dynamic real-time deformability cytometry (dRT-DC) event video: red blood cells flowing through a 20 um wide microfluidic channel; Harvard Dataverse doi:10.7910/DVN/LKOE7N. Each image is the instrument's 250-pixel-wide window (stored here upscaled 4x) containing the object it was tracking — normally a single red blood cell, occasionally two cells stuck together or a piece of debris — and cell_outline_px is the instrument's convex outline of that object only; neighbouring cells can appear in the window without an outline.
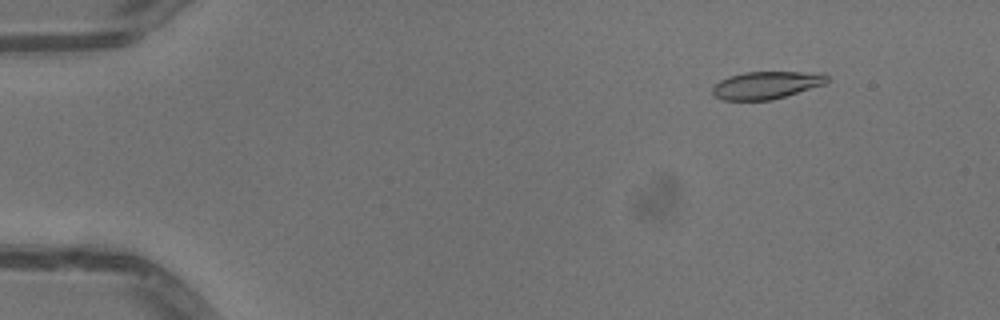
{"species": "common noctule bat (a hibernating species)", "species_latin": "Nyctalus noctula", "temperature_condition": "warm", "stored_images_in_passage": 52, "camera_frame_rate_fps": 3000, "um_per_image_px": 0.085, "animal": {"sex": "male", "body_mass_g": 13.3}, "frame": {"image": 1, "passage_image": 7, "time_ms": 2.0, "image_size_px": [1000, 320], "cell_outline_px": [[828, 80], [824, 84], [772, 100], [724, 100], [716, 96], [712, 92], [712, 88], [720, 80], [728, 76], [744, 72], [824, 72], [828, 76]], "centroid_in_image_um": [65.15, 7.22], "position_along_channel_um": 19.8, "area_um2": 18.32}}
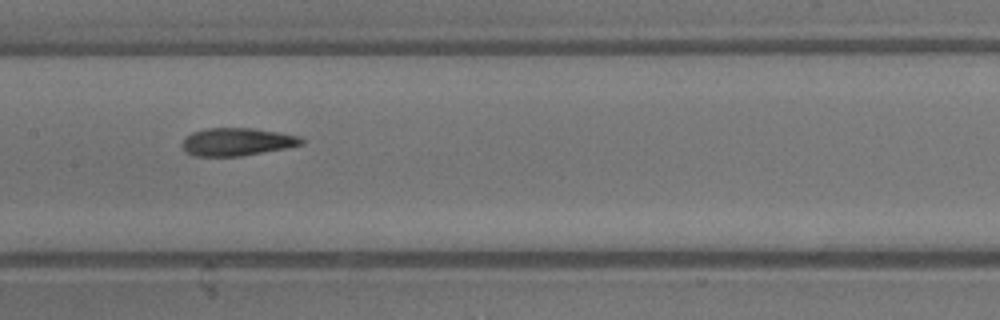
{"frame": {"image": 2, "passage_image": 27, "time_ms": 8.667, "image_size_px": [1000, 320], "cell_outline_px": [[304, 144], [284, 148], [240, 156], [196, 156], [184, 152], [180, 144], [192, 132], [208, 128], [256, 128], [300, 136], [304, 140]], "centroid_in_image_um": [20.13, 12.05], "position_along_channel_um": 187.3, "area_um2": 19.31}}
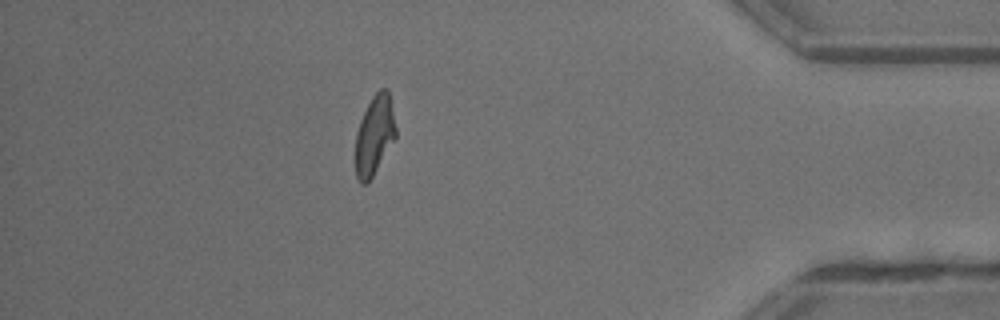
{"frame": {"image": 3, "passage_image": 46, "time_ms": 15.0, "image_size_px": [1000, 320], "cell_outline_px": [[396, 136], [372, 176], [364, 184], [360, 184], [356, 176], [356, 132], [360, 120], [372, 96], [380, 88], [388, 88], [396, 128]], "centroid_in_image_um": [31.82, 11.45], "position_along_channel_um": 403.4, "area_um2": 18.32}, "authors_computed_cell_mechanics": {"area_um2": 19.1896, "velocity_mm_per_s": 4.0717, "shape_relaxation_time_tau1_ms": 5.5184, "shape_relaxation_time_tau2_ms": 3.5507, "deformation_change_tau1": 0.2157, "deformation_change_tau2": 0.088}}